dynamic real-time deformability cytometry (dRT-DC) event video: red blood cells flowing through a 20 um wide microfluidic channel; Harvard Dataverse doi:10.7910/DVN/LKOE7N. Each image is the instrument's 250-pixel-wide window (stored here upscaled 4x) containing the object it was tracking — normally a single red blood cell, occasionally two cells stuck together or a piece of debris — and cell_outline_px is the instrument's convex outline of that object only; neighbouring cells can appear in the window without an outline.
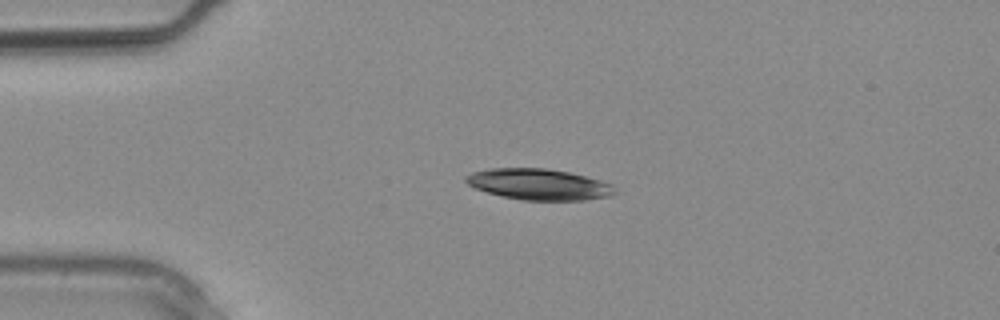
{"species": "common noctule bat (a hibernating species)", "species_latin": "Nyctalus noctula", "temperature_condition": "warm", "stored_images_in_passage": 1, "camera_frame_rate_fps": 3000, "um_per_image_px": 0.085, "animal": {"sex": "male", "body_mass_g": 20.4}, "frame": {"image": 1, "passage_image": 1, "time_ms": 0.0, "image_size_px": [1000, 320], "cell_outline_px": [[616, 192], [612, 196], [584, 200], [524, 200], [504, 196], [488, 192], [476, 188], [468, 184], [464, 180], [464, 176], [472, 172], [488, 168], [548, 168], [568, 172], [600, 180], [612, 184]], "centroid_in_image_um": [45.8, 15.66], "position_along_channel_um": 39.2, "area_um2": 26.88}}